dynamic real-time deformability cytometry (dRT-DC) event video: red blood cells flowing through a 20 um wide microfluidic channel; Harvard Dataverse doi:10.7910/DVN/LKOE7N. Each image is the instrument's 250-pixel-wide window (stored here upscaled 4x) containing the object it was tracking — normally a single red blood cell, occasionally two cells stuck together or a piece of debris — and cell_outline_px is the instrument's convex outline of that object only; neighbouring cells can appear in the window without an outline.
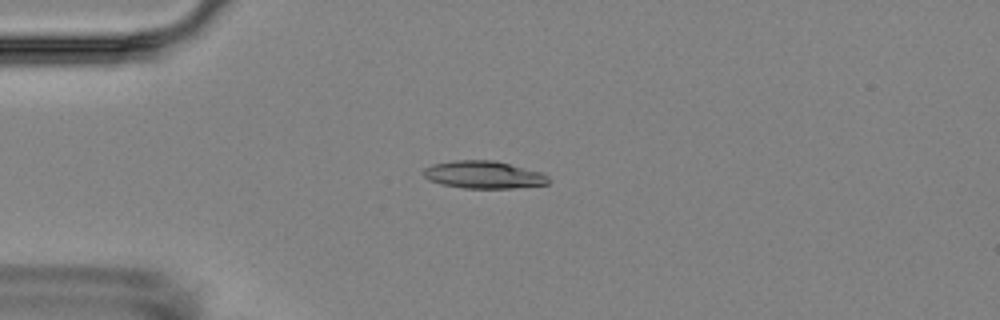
{"species": "Egyptian fruit bat (a non-hibernating species)", "species_latin": "Rousettus aegyptiacus", "temperature_condition": "room temperature", "stored_images_in_passage": 16, "camera_frame_rate_fps": 3000, "um_per_image_px": 0.085, "animal": {"sex": "female"}, "frame": {"image": 1, "passage_image": 4, "time_ms": 3.333, "image_size_px": [1000, 320], "cell_outline_px": [[548, 184], [516, 188], [464, 188], [440, 184], [428, 180], [420, 172], [424, 168], [432, 164], [452, 160], [492, 160], [540, 172], [548, 176]], "centroid_in_image_um": [41.03, 14.85], "position_along_channel_um": 44.0, "area_um2": 20.06}}
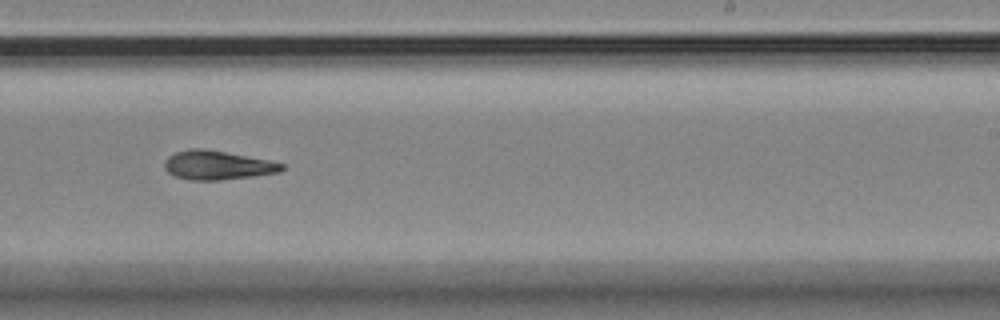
{"frame": {"image": 2, "passage_image": 10, "time_ms": 10.333, "image_size_px": [1000, 320], "cell_outline_px": [[284, 168], [280, 172], [252, 176], [220, 180], [188, 180], [172, 176], [164, 168], [164, 160], [168, 156], [176, 152], [188, 148], [200, 148], [224, 152], [268, 160], [284, 164]], "centroid_in_image_um": [18.42, 14.05], "position_along_channel_um": 270.6, "area_um2": 19.77}}
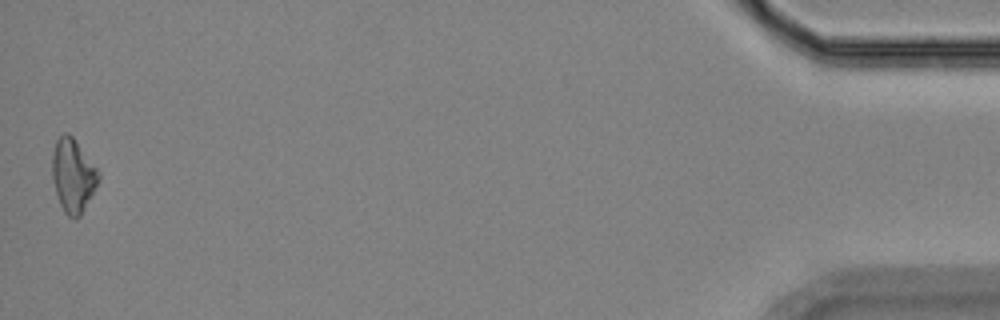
{"frame": {"image": 3, "passage_image": 16, "time_ms": 17.333, "image_size_px": [1000, 320], "cell_outline_px": [[100, 180], [80, 216], [76, 220], [68, 216], [64, 212], [60, 204], [52, 180], [52, 152], [56, 140], [64, 132], [68, 132], [72, 136], [100, 172]], "centroid_in_image_um": [6.2, 14.92], "position_along_channel_um": 429.0, "area_um2": 19.88}, "authors_computed_cell_mechanics": {"area_um2": 19.7387, "velocity_mm_per_s": 3.5253, "shape_relaxation_time_tau1_ms": 7.9468, "shape_relaxation_time_tau2_ms": 1.418, "deformation_change_tau1": 0.1722, "deformation_change_tau2": 0.0882}}